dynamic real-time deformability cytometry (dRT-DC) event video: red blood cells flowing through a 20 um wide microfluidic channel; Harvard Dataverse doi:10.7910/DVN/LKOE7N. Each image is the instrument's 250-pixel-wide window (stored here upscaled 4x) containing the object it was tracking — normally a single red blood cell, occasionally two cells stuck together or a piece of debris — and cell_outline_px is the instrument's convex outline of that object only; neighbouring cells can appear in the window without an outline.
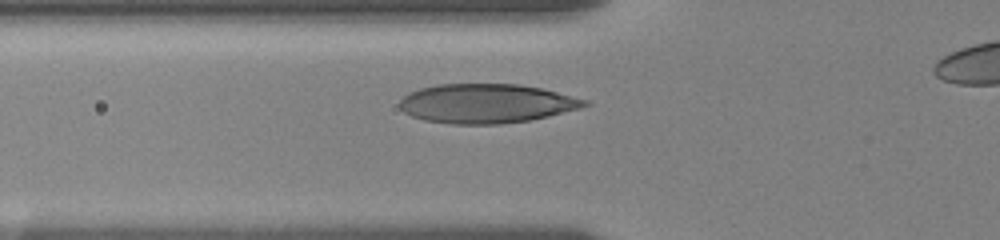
{"species": "human", "species_latin": "Homo sapiens", "temperature_condition": "room temperature", "stored_images_in_passage": 7, "segment_of_instrument_passage": [1, 2], "camera_frame_rate_fps": 3000, "um_per_image_px": 0.085, "donor": {"sex": "female"}, "frame": {"image": 1, "passage_image": 6, "time_ms": 3.333, "image_size_px": [1000, 240], "cell_outline_px": [[592, 104], [580, 108], [548, 116], [528, 120], [500, 124], [448, 124], [424, 120], [412, 116], [404, 112], [400, 108], [400, 100], [408, 92], [420, 88], [436, 84], [520, 84], [540, 88], [588, 100]], "centroid_in_image_um": [41.32, 8.79], "position_along_channel_um": 84.5, "area_um2": 42.31}}